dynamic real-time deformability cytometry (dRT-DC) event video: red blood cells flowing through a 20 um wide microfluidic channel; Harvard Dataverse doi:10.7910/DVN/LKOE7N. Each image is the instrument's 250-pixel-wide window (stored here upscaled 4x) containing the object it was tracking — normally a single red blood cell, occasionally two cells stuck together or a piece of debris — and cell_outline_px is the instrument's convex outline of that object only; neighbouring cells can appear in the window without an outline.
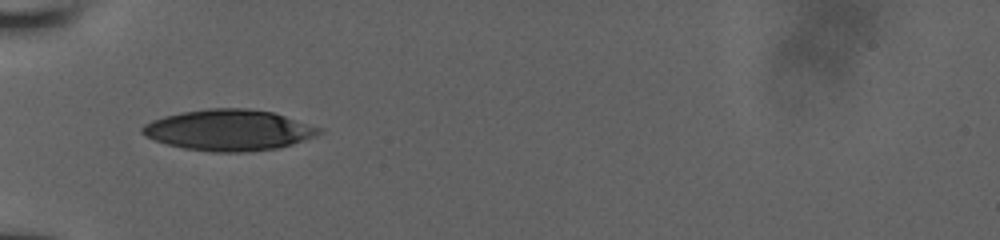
{"species": "human", "species_latin": "Homo sapiens", "temperature_condition": "room temperature", "stored_images_in_passage": 2, "camera_frame_rate_fps": 3000, "um_per_image_px": 0.085, "donor": {"sex": "male"}, "frame": {"image": 1, "passage_image": 1, "time_ms": 0.0, "image_size_px": [1000, 240], "cell_outline_px": [[324, 132], [316, 136], [280, 148], [244, 152], [212, 152], [184, 148], [168, 144], [156, 140], [140, 132], [140, 128], [144, 124], [152, 120], [164, 116], [180, 112], [208, 108], [248, 108], [272, 112], [324, 128]], "centroid_in_image_um": [19.49, 11.05], "position_along_channel_um": 65.5, "area_um2": 42.37}}